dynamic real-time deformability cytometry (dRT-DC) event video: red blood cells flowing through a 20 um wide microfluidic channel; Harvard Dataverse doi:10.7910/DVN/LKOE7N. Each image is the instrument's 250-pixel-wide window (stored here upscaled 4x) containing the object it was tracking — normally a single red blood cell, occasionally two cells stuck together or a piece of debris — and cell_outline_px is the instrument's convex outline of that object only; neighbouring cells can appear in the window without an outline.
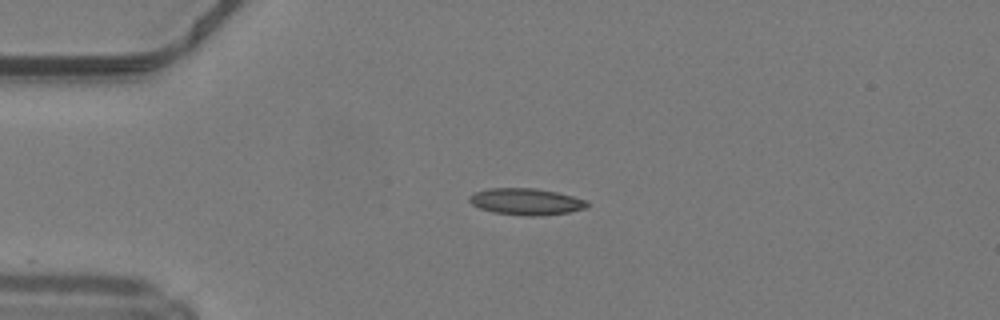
{"species": "common noctule bat (a hibernating species)", "species_latin": "Nyctalus noctula", "temperature_condition": "warm", "stored_images_in_passage": 38, "camera_frame_rate_fps": 3000, "um_per_image_px": 0.085, "animal": {"sex": "male", "body_mass_g": 19.2, "forearm_length_mm": 51.8}, "frame": {"image": 1, "passage_image": 1, "time_ms": 0.0, "image_size_px": [1000, 320], "cell_outline_px": [[588, 208], [568, 212], [536, 216], [524, 216], [492, 212], [480, 208], [472, 204], [468, 200], [468, 196], [476, 192], [488, 188], [536, 188], [556, 192], [588, 200]], "centroid_in_image_um": [44.72, 17.14], "position_along_channel_um": 40.3, "area_um2": 18.32}}
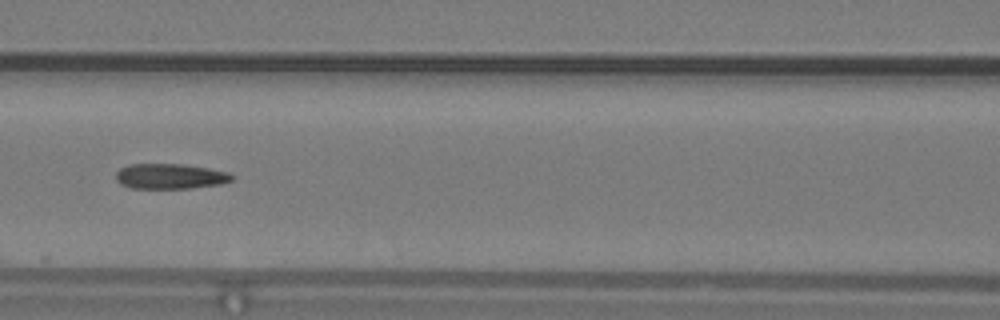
{"frame": {"image": 2, "passage_image": 11, "time_ms": 3.333, "image_size_px": [1000, 320], "cell_outline_px": [[236, 176], [232, 180], [220, 184], [192, 188], [128, 188], [120, 184], [116, 180], [116, 172], [120, 168], [128, 164], [184, 164], [208, 168], [228, 172]], "centroid_in_image_um": [14.45, 14.98], "position_along_channel_um": 152.1, "area_um2": 17.22}}
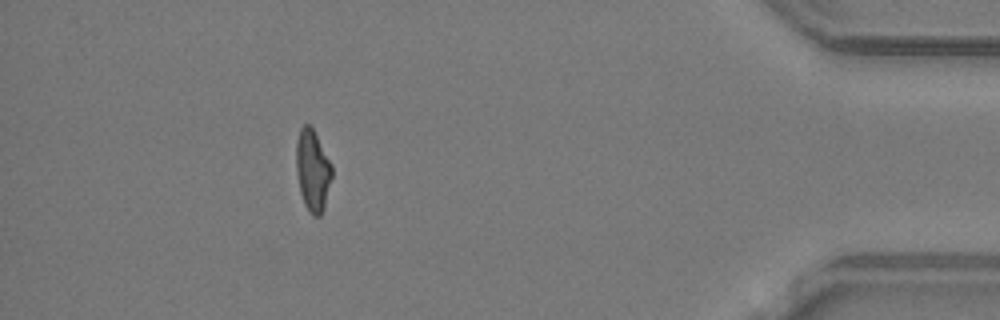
{"frame": {"image": 3, "passage_image": 33, "time_ms": 10.667, "image_size_px": [1000, 320], "cell_outline_px": [[332, 176], [324, 208], [320, 216], [312, 216], [308, 212], [304, 204], [300, 192], [296, 172], [296, 144], [300, 128], [304, 124], [308, 124], [312, 128], [332, 164]], "centroid_in_image_um": [26.57, 14.52], "position_along_channel_um": 408.6, "area_um2": 16.99}, "authors_computed_cell_mechanics": {"area_um2": 17.34, "velocity_mm_per_s": 4.2532, "shape_relaxation_time_tau1_ms": null, "shape_relaxation_time_tau2_ms": 5.0198, "deformation_change_tau1": null, "deformation_change_tau2": 0.1261}}